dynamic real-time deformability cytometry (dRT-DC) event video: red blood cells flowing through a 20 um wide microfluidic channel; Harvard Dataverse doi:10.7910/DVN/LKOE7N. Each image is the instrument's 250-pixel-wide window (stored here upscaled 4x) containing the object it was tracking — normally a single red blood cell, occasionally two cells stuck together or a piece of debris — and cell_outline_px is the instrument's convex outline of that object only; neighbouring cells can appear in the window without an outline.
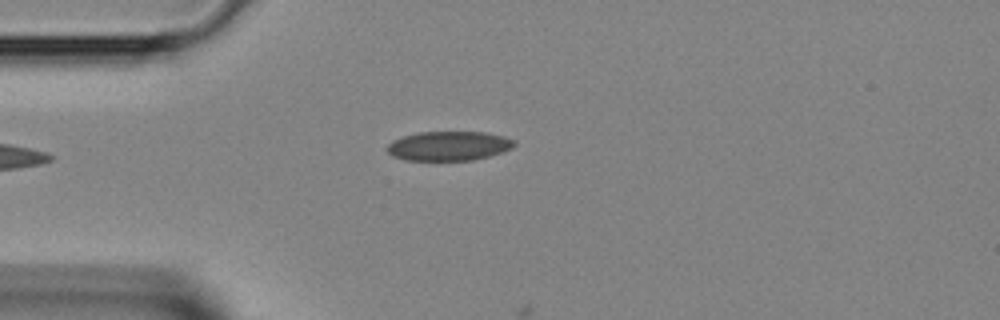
{"species": "Egyptian fruit bat (a non-hibernating species)", "species_latin": "Rousettus aegyptiacus", "temperature_condition": "room temperature", "stored_images_in_passage": 2, "camera_frame_rate_fps": 3000, "um_per_image_px": 0.085, "animal": {"sex": "female"}, "frame": {"image": 1, "passage_image": 2, "time_ms": 0.333, "image_size_px": [1000, 320], "cell_outline_px": [[516, 144], [512, 148], [504, 152], [472, 160], [404, 160], [392, 156], [384, 148], [392, 140], [416, 132], [484, 132], [504, 136], [516, 140]], "centroid_in_image_um": [38.14, 12.4], "position_along_channel_um": 46.9, "area_um2": 21.96}}